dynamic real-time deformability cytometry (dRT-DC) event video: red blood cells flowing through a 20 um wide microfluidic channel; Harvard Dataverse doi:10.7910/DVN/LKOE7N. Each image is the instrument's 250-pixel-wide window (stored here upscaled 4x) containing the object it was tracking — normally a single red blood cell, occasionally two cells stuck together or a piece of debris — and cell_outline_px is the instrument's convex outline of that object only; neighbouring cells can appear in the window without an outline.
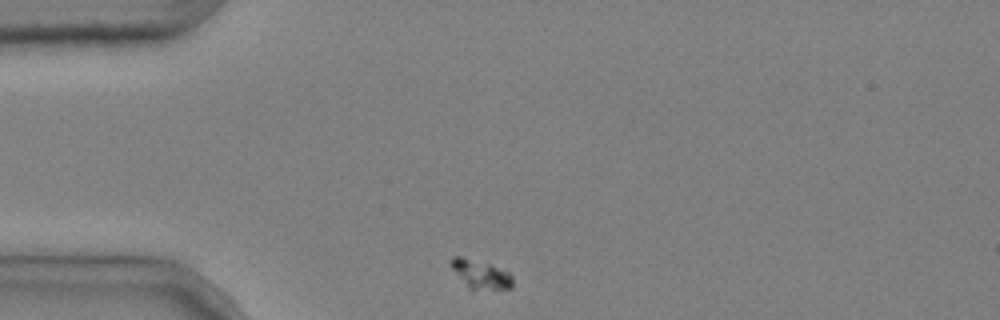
{"species": "common noctule bat (a hibernating species)", "species_latin": "Nyctalus noctula", "temperature_condition": "cold", "stored_images_in_passage": 3, "camera_frame_rate_fps": 3000, "um_per_image_px": 0.085, "animal": {"sex": "male", "body_mass_g": 20.4}, "frame": {"image": 1, "passage_image": 1, "time_ms": 0.0, "image_size_px": [1000, 320], "cell_outline_px": [[512, 288], [472, 292], [468, 288], [448, 264], [448, 260], [452, 256], [460, 256], [488, 264], [508, 272], [512, 276]], "centroid_in_image_um": [40.8, 23.36], "position_along_channel_um": 44.2, "area_um2": 10.58}}